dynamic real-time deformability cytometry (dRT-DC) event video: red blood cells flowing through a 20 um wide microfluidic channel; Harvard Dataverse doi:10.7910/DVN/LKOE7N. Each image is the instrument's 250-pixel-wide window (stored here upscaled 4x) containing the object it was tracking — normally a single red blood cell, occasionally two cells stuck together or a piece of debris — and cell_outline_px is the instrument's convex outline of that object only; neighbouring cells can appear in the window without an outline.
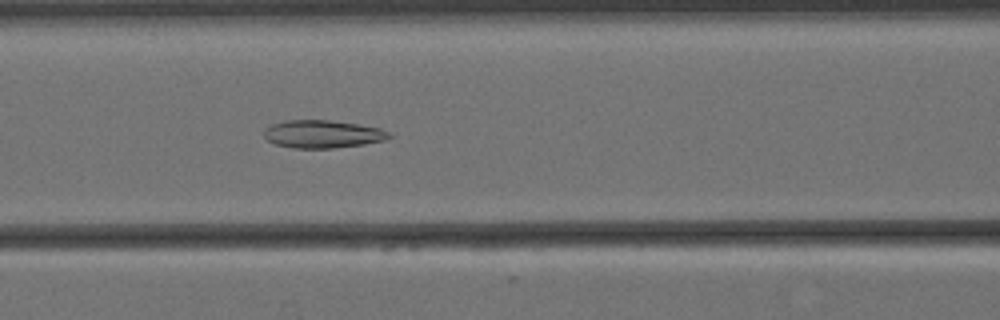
{"species": "Egyptian fruit bat (a non-hibernating species)", "species_latin": "Rousettus aegyptiacus", "temperature_condition": "cold", "stored_images_in_passage": 6, "camera_frame_rate_fps": 3000, "um_per_image_px": 0.085, "animal": {"sex": "female"}, "frame": {"image": 1, "passage_image": 6, "time_ms": 1.667, "image_size_px": [1000, 320], "cell_outline_px": [[392, 136], [384, 140], [364, 144], [332, 148], [292, 148], [276, 144], [268, 140], [264, 136], [264, 128], [272, 124], [288, 120], [328, 120], [360, 124], [380, 128], [392, 132]], "centroid_in_image_um": [27.44, 11.39], "position_along_channel_um": 139.2, "area_um2": 20.35}}